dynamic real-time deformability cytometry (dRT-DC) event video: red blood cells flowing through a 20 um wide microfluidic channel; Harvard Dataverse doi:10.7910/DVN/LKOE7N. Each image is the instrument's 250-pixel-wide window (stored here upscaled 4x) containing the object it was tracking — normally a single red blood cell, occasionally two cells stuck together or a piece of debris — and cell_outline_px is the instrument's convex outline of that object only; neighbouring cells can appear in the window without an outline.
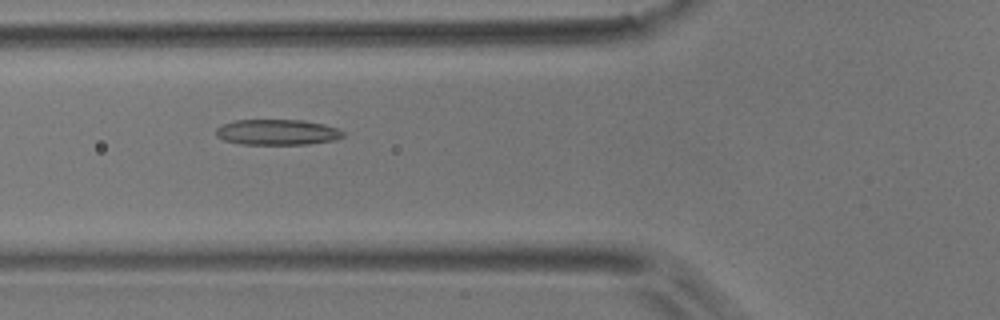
{"species": "common noctule bat (a hibernating species)", "species_latin": "Nyctalus noctula", "temperature_condition": "room temperature", "stored_images_in_passage": 48, "camera_frame_rate_fps": 3000, "um_per_image_px": 0.085, "animal": {"sex": "male", "body_mass_g": 17.9}, "frame": {"image": 1, "passage_image": 13, "time_ms": 4.0, "image_size_px": [1000, 320], "cell_outline_px": [[344, 136], [336, 140], [308, 144], [240, 144], [224, 140], [216, 136], [216, 128], [220, 124], [236, 120], [304, 120], [324, 124], [340, 128], [344, 132]], "centroid_in_image_um": [23.58, 11.23], "position_along_channel_um": 102.2, "area_um2": 19.19}}
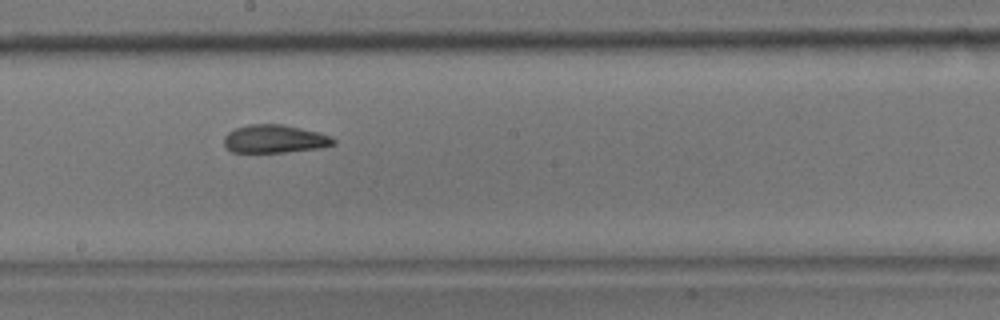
{"frame": {"image": 2, "passage_image": 23, "time_ms": 7.333, "image_size_px": [1000, 320], "cell_outline_px": [[336, 144], [320, 148], [284, 152], [232, 152], [224, 144], [224, 136], [228, 132], [236, 128], [248, 124], [284, 124], [332, 136], [336, 140]], "centroid_in_image_um": [23.36, 11.8], "position_along_channel_um": 224.8, "area_um2": 17.92}}
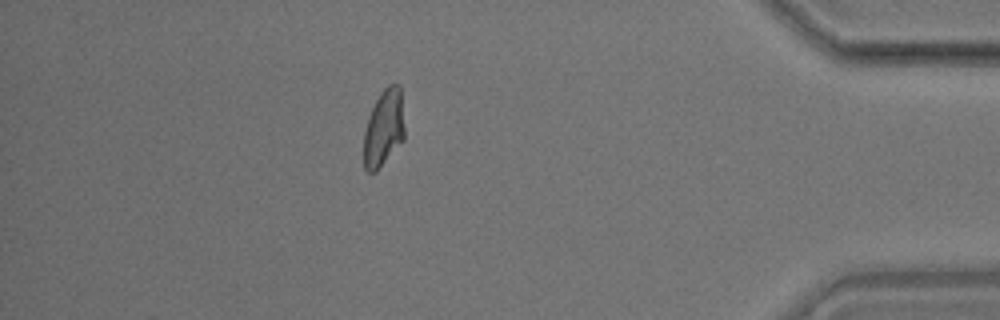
{"frame": {"image": 3, "passage_image": 41, "time_ms": 13.333, "image_size_px": [1000, 320], "cell_outline_px": [[404, 140], [376, 172], [368, 172], [364, 168], [364, 132], [368, 116], [380, 92], [388, 84], [400, 84], [404, 128]], "centroid_in_image_um": [32.62, 10.89], "position_along_channel_um": 402.6, "area_um2": 18.38}, "authors_computed_cell_mechanics": {"area_um2": 18.3804, "velocity_mm_per_s": 3.6701, "shape_relaxation_time_tau1_ms": null, "shape_relaxation_time_tau2_ms": 1.5339, "deformation_change_tau1": null, "deformation_change_tau2": 0.0926}}